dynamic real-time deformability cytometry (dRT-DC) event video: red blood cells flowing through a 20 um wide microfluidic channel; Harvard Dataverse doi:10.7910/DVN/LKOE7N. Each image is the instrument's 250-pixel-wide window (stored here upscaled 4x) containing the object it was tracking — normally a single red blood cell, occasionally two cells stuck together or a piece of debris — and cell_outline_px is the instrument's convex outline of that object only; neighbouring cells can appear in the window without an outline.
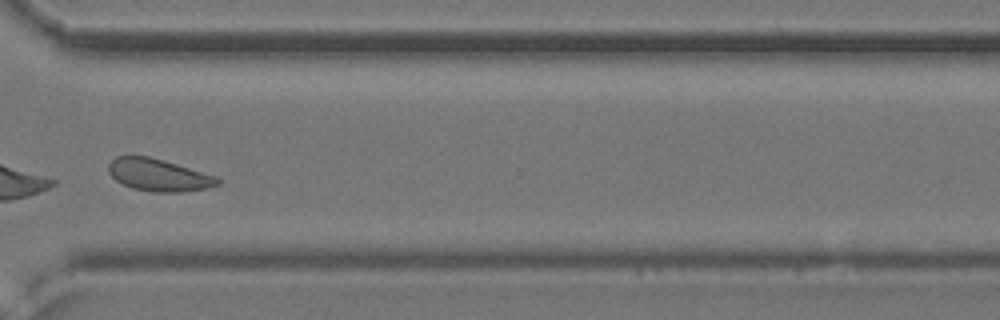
{"species": "common noctule bat (a hibernating species)", "species_latin": "Nyctalus noctula", "temperature_condition": "cold", "stored_images_in_passage": 48, "camera_frame_rate_fps": 3000, "um_per_image_px": 0.085, "animal": {"sex": "female", "body_mass_g": 24.6, "forearm_length_mm": 56.2}, "frame": {"image": 1, "passage_image": 35, "time_ms": 11.333, "image_size_px": [1000, 320], "cell_outline_px": [[220, 184], [208, 188], [180, 192], [152, 192], [132, 188], [116, 180], [108, 172], [108, 164], [116, 156], [148, 156], [164, 160], [216, 176], [220, 180]], "centroid_in_image_um": [13.48, 14.88], "position_along_channel_um": 357.1, "area_um2": 20.46}, "authors_computed_cell_mechanics": {"area_um2": 21.4438, "velocity_mm_per_s": 3.835, "shape_relaxation_time_tau1_ms": null, "shape_relaxation_time_tau2_ms": 1.8504, "deformation_change_tau1": null, "deformation_change_tau2": 0.0656}}